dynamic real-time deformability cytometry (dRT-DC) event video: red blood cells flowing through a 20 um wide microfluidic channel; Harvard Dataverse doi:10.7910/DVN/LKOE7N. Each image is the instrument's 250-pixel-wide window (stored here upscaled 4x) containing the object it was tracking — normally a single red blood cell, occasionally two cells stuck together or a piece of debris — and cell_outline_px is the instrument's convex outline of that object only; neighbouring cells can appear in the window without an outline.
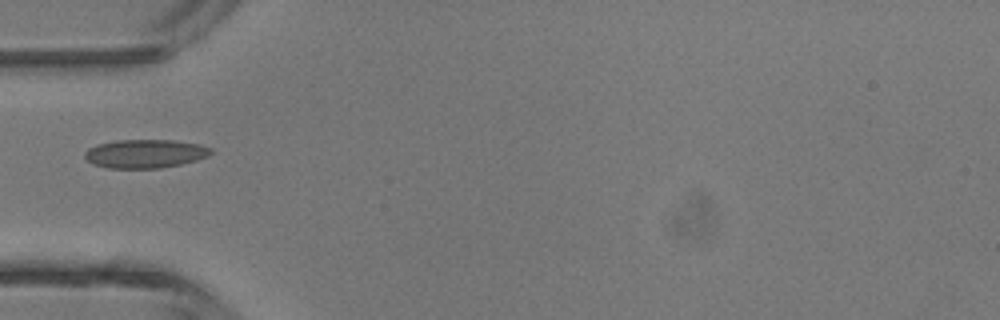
{"species": "common noctule bat (a hibernating species)", "species_latin": "Nyctalus noctula", "temperature_condition": "room temperature", "stored_images_in_passage": 2, "camera_frame_rate_fps": 3000, "um_per_image_px": 0.085, "animal": {"sex": "male", "body_mass_g": 13.3}, "frame": {"image": 1, "passage_image": 1, "time_ms": 0.0, "image_size_px": [1000, 320], "cell_outline_px": [[212, 152], [208, 156], [196, 160], [180, 164], [160, 168], [108, 168], [92, 164], [84, 156], [84, 152], [88, 148], [96, 144], [116, 140], [176, 140], [200, 144], [212, 148]], "centroid_in_image_um": [12.33, 13.05], "position_along_channel_um": 72.7, "area_um2": 21.15}}
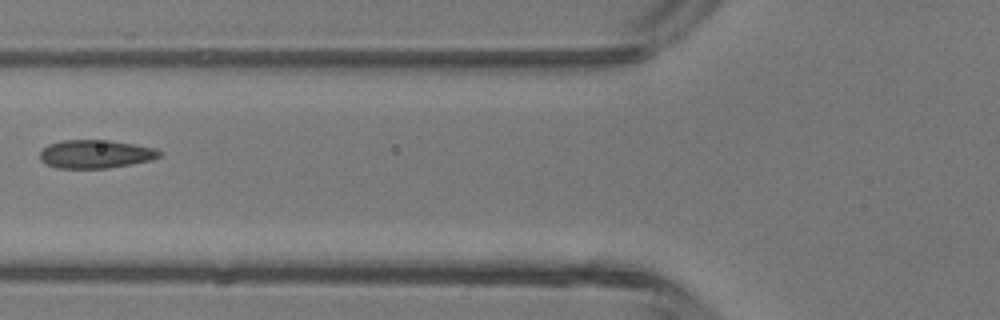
{"frame": {"image": 2, "passage_image": 2, "time_ms": 0.333, "image_size_px": [1000, 320], "cell_outline_px": [[160, 156], [152, 160], [108, 168], [56, 168], [44, 164], [40, 160], [40, 152], [48, 144], [60, 140], [108, 140], [156, 148], [160, 152]], "centroid_in_image_um": [8.08, 13.1], "position_along_channel_um": 117.7, "area_um2": 19.77}}